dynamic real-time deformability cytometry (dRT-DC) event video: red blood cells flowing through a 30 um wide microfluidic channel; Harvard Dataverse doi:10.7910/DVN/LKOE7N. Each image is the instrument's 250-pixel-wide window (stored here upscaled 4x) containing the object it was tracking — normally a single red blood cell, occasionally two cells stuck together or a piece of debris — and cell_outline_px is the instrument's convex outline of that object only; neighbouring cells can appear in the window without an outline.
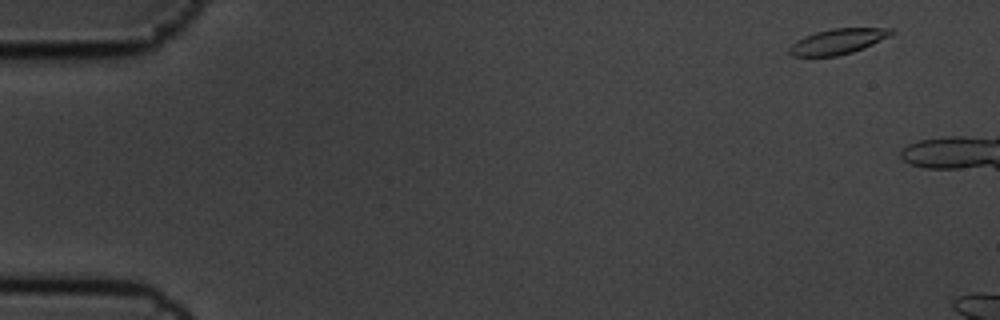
{"species": "common noctule bat (a hibernating species)", "species_latin": "Nyctalus noctula", "temperature_condition": "cold", "stored_images_in_passage": 4, "camera_frame_rate_fps": 3000, "um_per_image_px": 0.085, "animal": {"sex": "male", "body_mass_g": 19.5, "forearm_length_mm": 54.6}, "frame": {"image": 1, "passage_image": 1, "time_ms": 0.0, "image_size_px": [1000, 320], "cell_outline_px": [[896, 32], [864, 48], [852, 52], [836, 56], [792, 56], [788, 52], [788, 48], [796, 40], [804, 36], [816, 32], [832, 28], [892, 28]], "centroid_in_image_um": [71.19, 3.52], "position_along_channel_um": 13.8, "area_um2": 15.03}}